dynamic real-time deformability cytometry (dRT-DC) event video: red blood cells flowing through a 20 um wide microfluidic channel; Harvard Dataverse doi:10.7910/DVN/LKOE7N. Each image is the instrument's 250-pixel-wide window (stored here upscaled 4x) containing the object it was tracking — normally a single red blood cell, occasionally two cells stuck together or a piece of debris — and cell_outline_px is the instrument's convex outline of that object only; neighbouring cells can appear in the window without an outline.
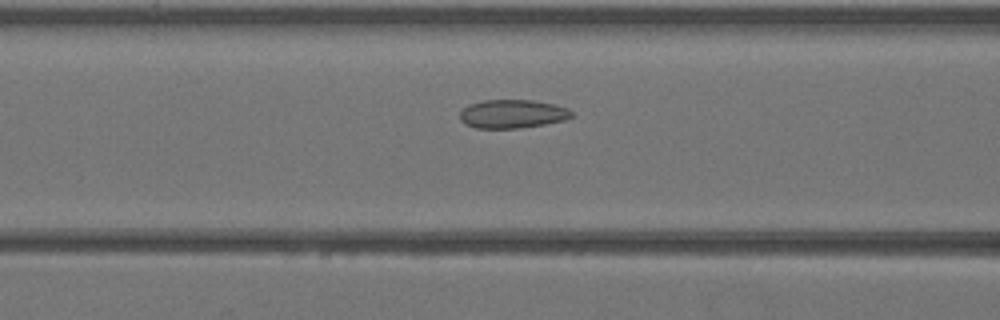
{"species": "Egyptian fruit bat (a non-hibernating species)", "species_latin": "Rousettus aegyptiacus", "temperature_condition": "warm", "stored_images_in_passage": 39, "camera_frame_rate_fps": 3000, "um_per_image_px": 0.085, "animal": {"sex": "female"}, "frame": {"image": 1, "passage_image": 14, "time_ms": 4.333, "image_size_px": [1000, 320], "cell_outline_px": [[572, 116], [564, 120], [544, 124], [520, 128], [476, 128], [464, 124], [460, 120], [460, 112], [468, 104], [484, 100], [532, 100], [552, 104], [568, 108], [572, 112]], "centroid_in_image_um": [43.52, 9.68], "position_along_channel_um": 123.1, "area_um2": 18.55}}
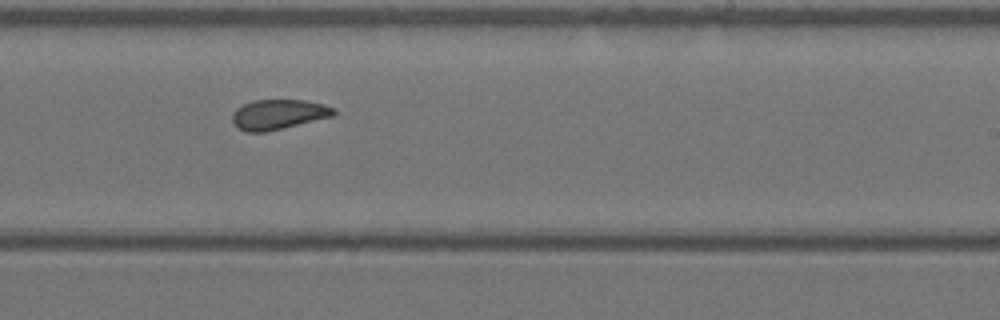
{"frame": {"image": 2, "passage_image": 23, "time_ms": 7.333, "image_size_px": [1000, 320], "cell_outline_px": [[336, 112], [332, 116], [268, 132], [244, 132], [236, 128], [232, 124], [232, 116], [236, 108], [244, 104], [256, 100], [304, 100], [324, 104], [336, 108]], "centroid_in_image_um": [23.64, 9.74], "position_along_channel_um": 265.4, "area_um2": 17.86}}
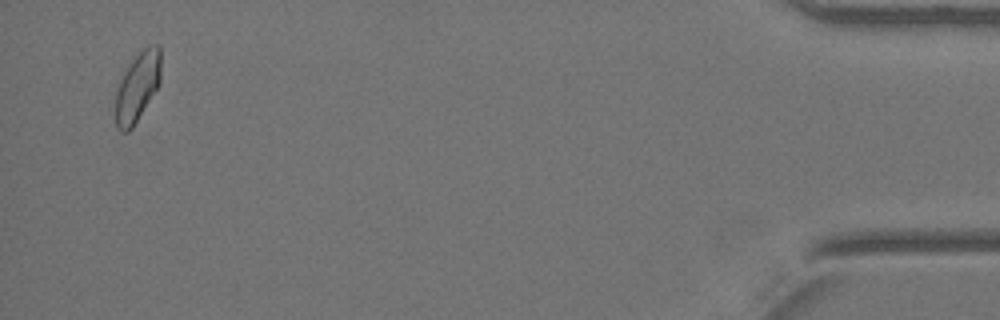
{"frame": {"image": 3, "passage_image": 38, "time_ms": 12.333, "image_size_px": [1000, 320], "cell_outline_px": [[160, 84], [132, 128], [128, 132], [120, 132], [116, 128], [116, 92], [120, 80], [124, 72], [132, 60], [148, 44], [160, 44]], "centroid_in_image_um": [11.69, 7.38], "position_along_channel_um": 423.5, "area_um2": 18.26}}